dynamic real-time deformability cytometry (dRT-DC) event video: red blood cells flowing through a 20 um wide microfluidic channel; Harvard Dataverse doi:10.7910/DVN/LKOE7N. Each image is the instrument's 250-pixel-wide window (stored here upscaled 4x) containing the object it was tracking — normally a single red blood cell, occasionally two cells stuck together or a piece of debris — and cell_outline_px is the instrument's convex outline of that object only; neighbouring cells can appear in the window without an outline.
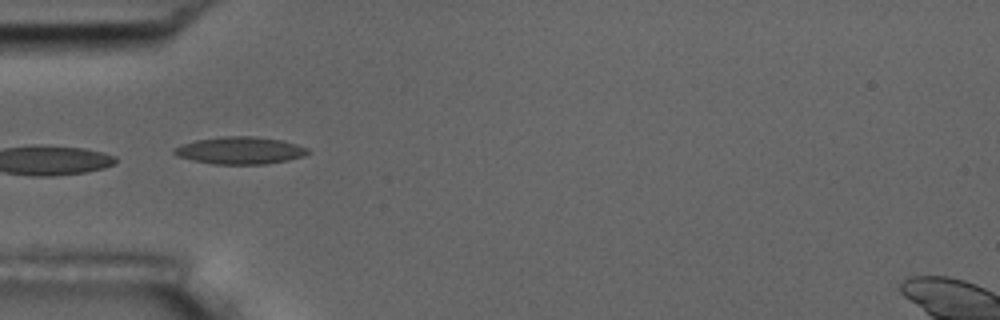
{"species": "common noctule bat (a hibernating species)", "species_latin": "Nyctalus noctula", "temperature_condition": "room temperature", "stored_images_in_passage": 5, "camera_frame_rate_fps": 3000, "um_per_image_px": 0.085, "animal": {"sex": "male", "body_mass_g": 17.5, "forearm_length_mm": 52.3}, "frame": {"image": 1, "passage_image": 4, "time_ms": 3.333, "image_size_px": [1000, 320], "cell_outline_px": [[312, 152], [304, 156], [288, 160], [264, 164], [212, 164], [192, 160], [176, 156], [172, 152], [172, 148], [180, 144], [196, 140], [224, 136], [252, 136], [284, 140], [308, 148]], "centroid_in_image_um": [20.39, 12.79], "position_along_channel_um": 64.6, "area_um2": 21.5}}